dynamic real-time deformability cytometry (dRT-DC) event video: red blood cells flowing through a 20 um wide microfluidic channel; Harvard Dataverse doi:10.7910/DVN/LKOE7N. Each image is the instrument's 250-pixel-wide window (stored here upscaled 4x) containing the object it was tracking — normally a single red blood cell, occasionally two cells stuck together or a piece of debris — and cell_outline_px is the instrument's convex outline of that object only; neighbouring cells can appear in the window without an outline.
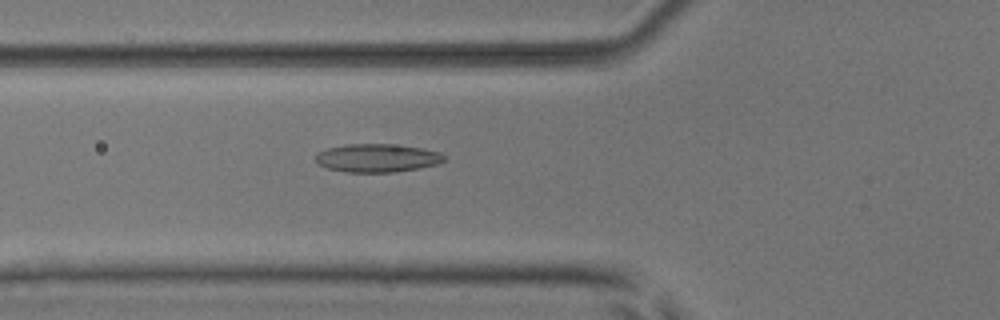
{"species": "common noctule bat (a hibernating species)", "species_latin": "Nyctalus noctula", "temperature_condition": "room temperature", "stored_images_in_passage": 40, "camera_frame_rate_fps": 3000, "um_per_image_px": 0.085, "animal": {"sex": "male", "body_mass_g": 17.9, "forearm_length_mm": 54.2}, "frame": {"image": 1, "passage_image": 7, "time_ms": 2.0, "image_size_px": [1000, 320], "cell_outline_px": [[444, 160], [440, 164], [420, 168], [392, 172], [348, 172], [328, 168], [316, 164], [316, 156], [320, 152], [328, 148], [344, 144], [392, 144], [420, 148], [440, 152], [444, 156]], "centroid_in_image_um": [32.07, 13.43], "position_along_channel_um": 93.7, "area_um2": 21.1}}
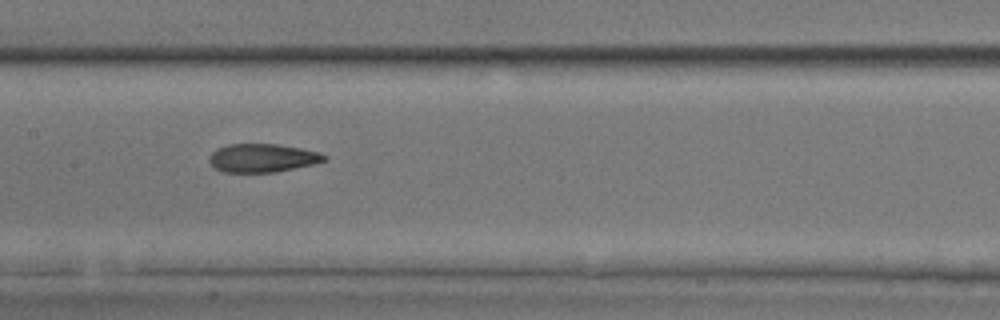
{"frame": {"image": 2, "passage_image": 14, "time_ms": 4.333, "image_size_px": [1000, 320], "cell_outline_px": [[328, 160], [316, 164], [276, 172], [224, 172], [216, 168], [208, 160], [208, 156], [216, 148], [228, 144], [276, 144], [300, 148], [320, 152], [328, 156]], "centroid_in_image_um": [22.34, 13.43], "position_along_channel_um": 185.1, "area_um2": 19.25}}
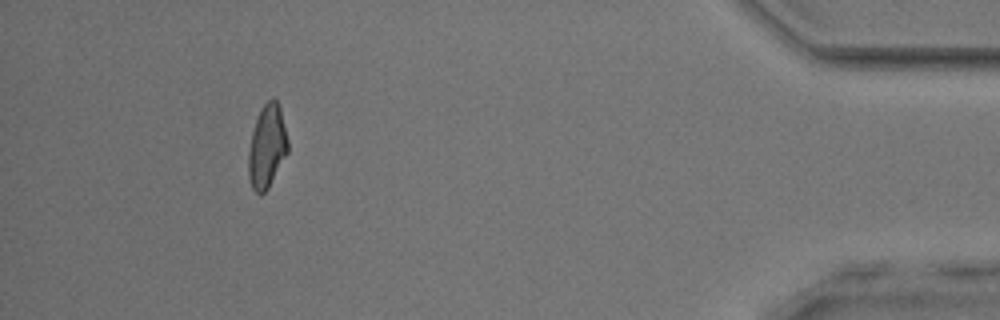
{"frame": {"image": 3, "passage_image": 36, "time_ms": 11.667, "image_size_px": [1000, 320], "cell_outline_px": [[288, 152], [268, 188], [260, 196], [252, 188], [248, 176], [248, 152], [252, 132], [260, 108], [268, 100], [276, 100], [280, 108], [288, 140]], "centroid_in_image_um": [22.68, 12.48], "position_along_channel_um": 412.5, "area_um2": 19.02}, "authors_computed_cell_mechanics": {"area_um2": 19.3919, "velocity_mm_per_s": 3.9093, "shape_relaxation_time_tau1_ms": null, "shape_relaxation_time_tau2_ms": 2.0608, "deformation_change_tau1": null, "deformation_change_tau2": 0.0909}}